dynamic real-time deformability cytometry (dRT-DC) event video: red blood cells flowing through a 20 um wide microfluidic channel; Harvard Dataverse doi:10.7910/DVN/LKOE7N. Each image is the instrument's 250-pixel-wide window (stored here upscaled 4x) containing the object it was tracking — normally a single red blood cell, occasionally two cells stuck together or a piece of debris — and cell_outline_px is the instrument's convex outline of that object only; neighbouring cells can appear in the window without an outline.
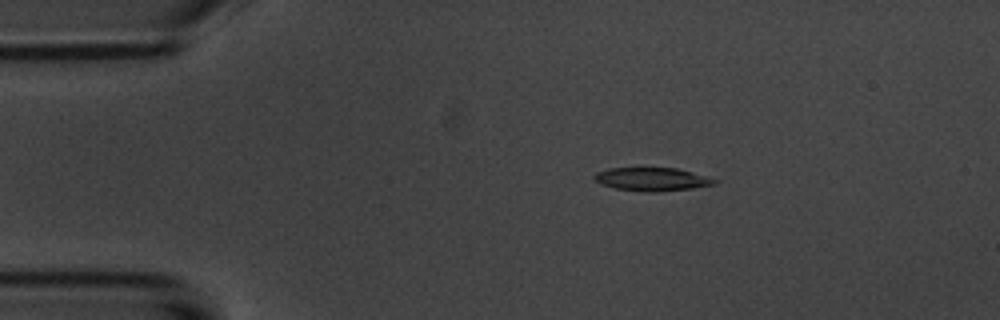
{"species": "common noctule bat (a hibernating species)", "species_latin": "Nyctalus noctula", "temperature_condition": "room temperature", "stored_images_in_passage": 52, "camera_frame_rate_fps": 3000, "um_per_image_px": 0.085, "animal": {"sex": "male", "body_mass_g": 20.1, "forearm_length_mm": 53.5}, "frame": {"image": 1, "passage_image": 8, "time_ms": 2.333, "image_size_px": [1000, 320], "cell_outline_px": [[720, 180], [716, 184], [692, 188], [652, 192], [648, 192], [616, 188], [600, 184], [592, 176], [596, 172], [608, 168], [676, 168]], "centroid_in_image_um": [55.41, 15.23], "position_along_channel_um": 29.6, "area_um2": 16.18}}
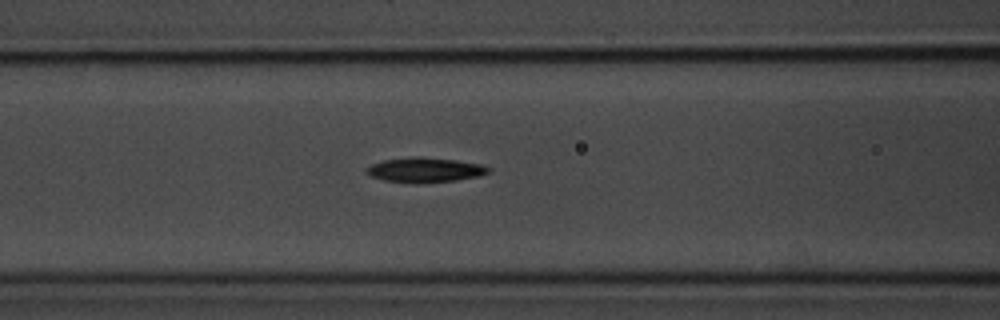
{"frame": {"image": 2, "passage_image": 20, "time_ms": 6.333, "image_size_px": [1000, 320], "cell_outline_px": [[492, 172], [480, 176], [456, 180], [416, 184], [384, 180], [368, 176], [364, 172], [364, 168], [372, 164], [384, 160], [416, 156], [420, 156], [456, 160], [480, 164], [492, 168]], "centroid_in_image_um": [36.11, 14.45], "position_along_channel_um": 130.5, "area_um2": 17.98}}
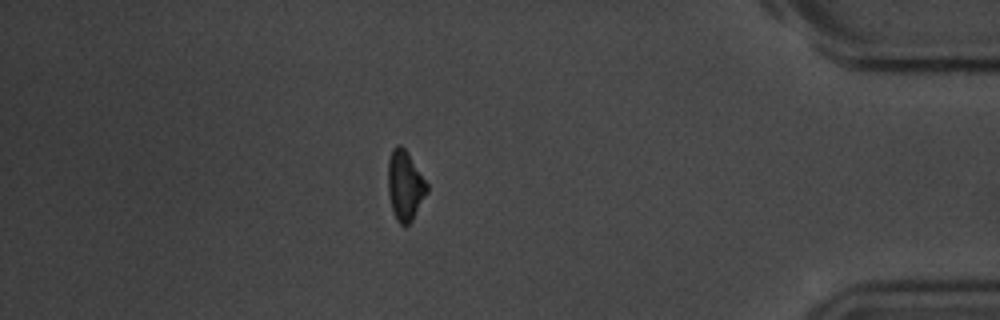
{"frame": {"image": 3, "passage_image": 45, "time_ms": 14.667, "image_size_px": [1000, 320], "cell_outline_px": [[428, 192], [412, 220], [404, 228], [396, 220], [392, 212], [388, 192], [388, 160], [392, 148], [396, 144], [400, 144], [408, 152], [428, 184]], "centroid_in_image_um": [34.42, 15.77], "position_along_channel_um": 400.8, "area_um2": 16.13}, "authors_computed_cell_mechanics": {"area_um2": 16.6464, "velocity_mm_per_s": 3.721, "shape_relaxation_time_tau1_ms": 3.2807, "shape_relaxation_time_tau2_ms": 5.2065, "deformation_change_tau1": 0.1101, "deformation_change_tau2": 0.1413}}